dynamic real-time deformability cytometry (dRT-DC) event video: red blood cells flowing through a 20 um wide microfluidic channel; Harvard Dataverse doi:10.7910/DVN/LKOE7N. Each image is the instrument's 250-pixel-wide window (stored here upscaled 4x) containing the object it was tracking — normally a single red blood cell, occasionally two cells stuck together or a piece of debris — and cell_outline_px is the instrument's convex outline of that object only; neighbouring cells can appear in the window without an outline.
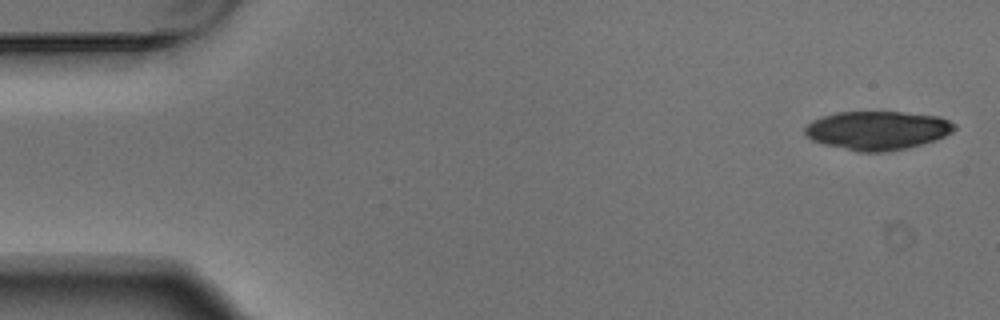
{"species": "Egyptian fruit bat (a non-hibernating species)", "species_latin": "Rousettus aegyptiacus", "temperature_condition": "warm", "stored_images_in_passage": 6, "camera_frame_rate_fps": 3000, "um_per_image_px": 0.085, "animal": {"sex": "male"}, "frame": {"image": 1, "passage_image": 1, "time_ms": 0.0, "image_size_px": [1000, 320], "cell_outline_px": [[956, 128], [952, 132], [936, 140], [908, 148], [884, 152], [860, 152], [824, 144], [812, 140], [804, 132], [804, 128], [812, 120], [820, 116], [836, 112], [900, 112], [940, 116], [956, 124]], "centroid_in_image_um": [74.59, 11.08], "position_along_channel_um": 10.4, "area_um2": 33.87}}